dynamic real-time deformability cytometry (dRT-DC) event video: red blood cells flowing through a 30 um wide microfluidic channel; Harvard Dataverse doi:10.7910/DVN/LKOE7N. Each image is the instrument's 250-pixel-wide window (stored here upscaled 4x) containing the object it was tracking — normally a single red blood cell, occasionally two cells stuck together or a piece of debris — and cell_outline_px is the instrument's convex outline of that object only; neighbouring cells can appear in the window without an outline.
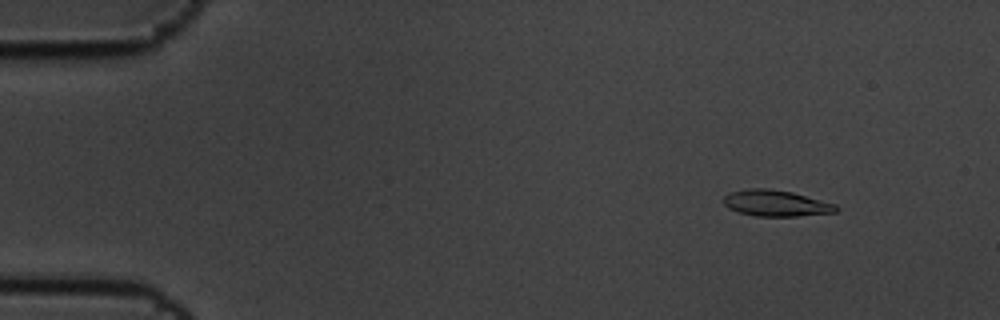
{"species": "common noctule bat (a hibernating species)", "species_latin": "Nyctalus noctula", "temperature_condition": "cold", "stored_images_in_passage": 6, "camera_frame_rate_fps": 3000, "um_per_image_px": 0.085, "animal": {"sex": "male", "body_mass_g": 19.5, "forearm_length_mm": 54.6}, "frame": {"image": 1, "passage_image": 3, "time_ms": 0.667, "image_size_px": [1000, 320], "cell_outline_px": [[840, 208], [836, 212], [796, 216], [756, 216], [740, 212], [728, 208], [724, 204], [724, 196], [732, 192], [748, 188], [768, 188], [792, 192], [836, 204]], "centroid_in_image_um": [65.97, 17.27], "position_along_channel_um": 19.0, "area_um2": 17.05}}
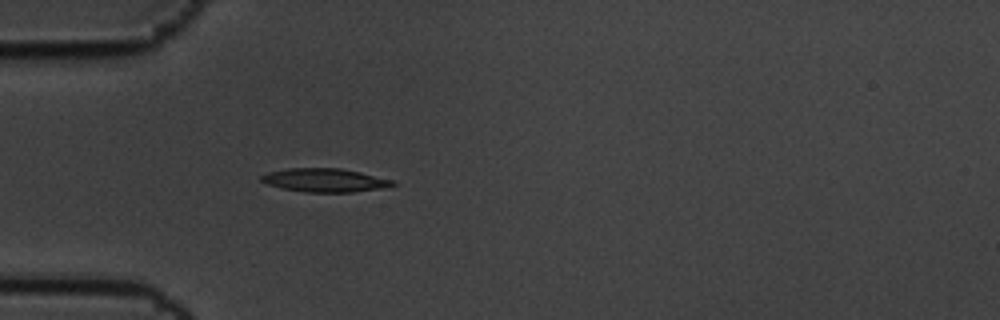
{"frame": {"image": 2, "passage_image": 6, "time_ms": 1.667, "image_size_px": [1000, 320], "cell_outline_px": [[396, 184], [384, 188], [352, 192], [304, 192], [284, 188], [268, 184], [260, 180], [260, 176], [268, 172], [288, 168], [340, 168], [360, 172], [396, 180]], "centroid_in_image_um": [27.65, 15.31], "position_along_channel_um": 57.3, "area_um2": 18.03}}